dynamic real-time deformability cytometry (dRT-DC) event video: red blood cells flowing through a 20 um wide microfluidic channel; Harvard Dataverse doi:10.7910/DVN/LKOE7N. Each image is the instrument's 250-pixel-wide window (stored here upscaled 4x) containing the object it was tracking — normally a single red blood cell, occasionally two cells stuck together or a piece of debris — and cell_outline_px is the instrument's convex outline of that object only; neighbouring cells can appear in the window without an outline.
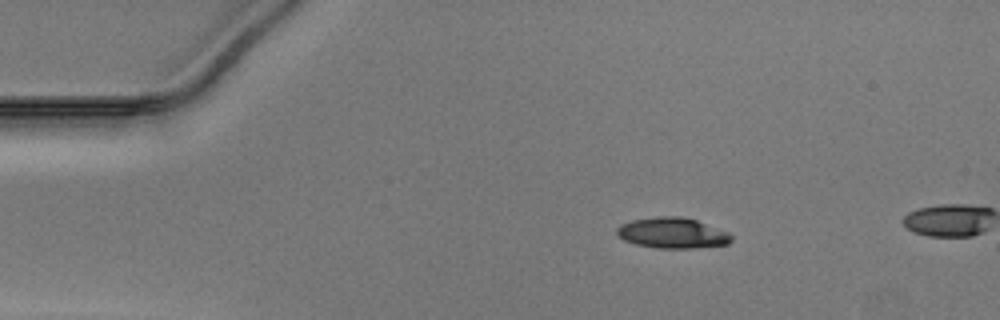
{"species": "Egyptian fruit bat (a non-hibernating species)", "species_latin": "Rousettus aegyptiacus", "temperature_condition": "warm", "stored_images_in_passage": 40, "camera_frame_rate_fps": 3000, "um_per_image_px": 0.085, "animal": {"sex": "male"}, "frame": {"image": 1, "passage_image": 1, "time_ms": 0.0, "image_size_px": [1000, 320], "cell_outline_px": [[732, 240], [728, 244], [696, 248], [656, 248], [636, 244], [624, 240], [616, 236], [616, 228], [620, 224], [632, 220], [656, 216], [680, 216], [696, 220], [728, 232], [732, 236]], "centroid_in_image_um": [57.12, 19.8], "position_along_channel_um": 27.9, "area_um2": 20.58}}
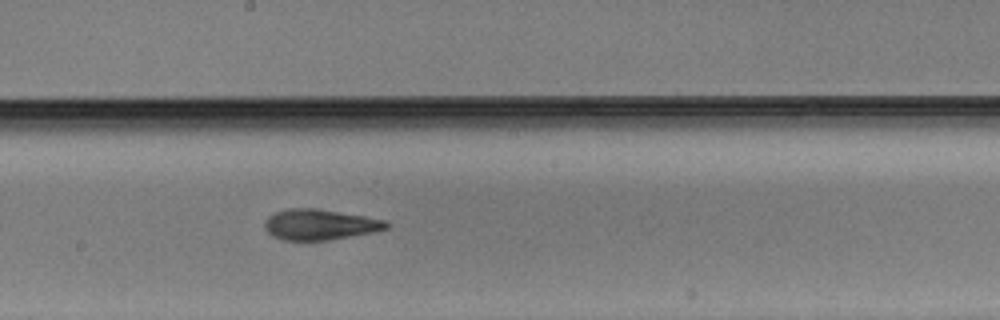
{"frame": {"image": 2, "passage_image": 20, "time_ms": 6.333, "image_size_px": [1000, 320], "cell_outline_px": [[388, 228], [376, 232], [328, 240], [280, 240], [272, 236], [264, 228], [264, 220], [268, 216], [276, 212], [288, 208], [316, 208], [364, 216], [384, 220], [388, 224]], "centroid_in_image_um": [27.15, 19.09], "position_along_channel_um": 221.1, "area_um2": 21.79}}
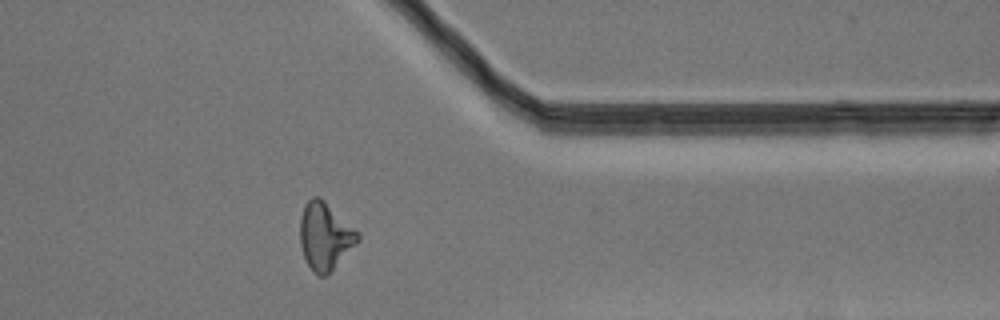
{"frame": {"image": 3, "passage_image": 33, "time_ms": 10.667, "image_size_px": [1000, 320], "cell_outline_px": [[360, 240], [324, 276], [320, 276], [312, 272], [304, 256], [300, 244], [300, 216], [304, 204], [312, 196], [320, 196], [360, 232]], "centroid_in_image_um": [27.62, 20.02], "position_along_channel_um": 383.8, "area_um2": 22.6}}